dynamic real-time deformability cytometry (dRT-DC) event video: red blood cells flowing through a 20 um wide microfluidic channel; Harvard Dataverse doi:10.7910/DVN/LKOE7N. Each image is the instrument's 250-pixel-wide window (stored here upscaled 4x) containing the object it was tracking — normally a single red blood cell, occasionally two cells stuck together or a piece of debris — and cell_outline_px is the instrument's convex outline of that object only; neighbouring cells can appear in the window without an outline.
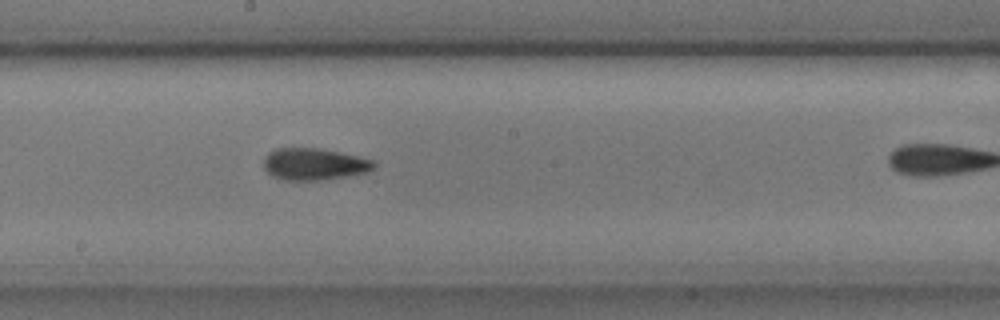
{"species": "common noctule bat (a hibernating species)", "species_latin": "Nyctalus noctula", "temperature_condition": "cold", "stored_images_in_passage": 34, "camera_frame_rate_fps": 3000, "um_per_image_px": 0.085, "animal": {"sex": "male", "body_mass_g": 17.9, "forearm_length_mm": 54.2}, "frame": {"image": 1, "passage_image": 20, "time_ms": 6.333, "image_size_px": [1000, 320], "cell_outline_px": [[376, 164], [368, 172], [320, 180], [280, 180], [272, 176], [264, 168], [264, 156], [268, 152], [276, 148], [320, 148], [356, 156], [372, 160]], "centroid_in_image_um": [26.64, 13.95], "position_along_channel_um": 221.6, "area_um2": 20.35}}